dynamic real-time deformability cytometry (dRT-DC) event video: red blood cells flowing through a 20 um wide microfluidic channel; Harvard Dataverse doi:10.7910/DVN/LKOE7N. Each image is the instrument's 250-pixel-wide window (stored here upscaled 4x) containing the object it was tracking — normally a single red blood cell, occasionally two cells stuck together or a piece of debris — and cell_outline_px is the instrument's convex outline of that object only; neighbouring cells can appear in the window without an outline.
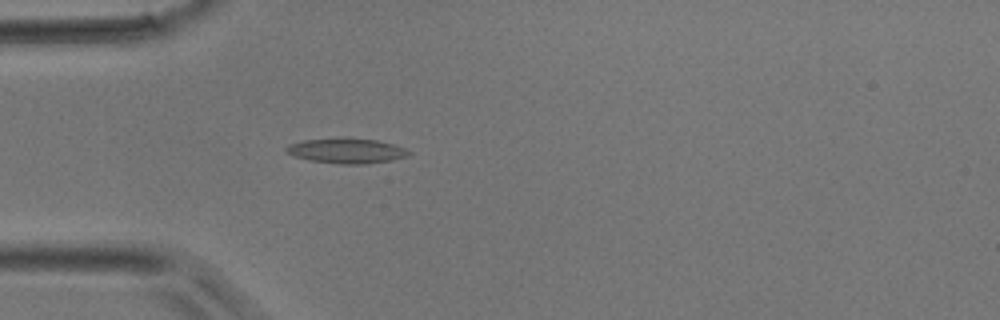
{"species": "common noctule bat (a hibernating species)", "species_latin": "Nyctalus noctula", "temperature_condition": "room temperature", "stored_images_in_passage": 2, "camera_frame_rate_fps": 3000, "um_per_image_px": 0.085, "animal": {"sex": "male", "body_mass_g": 17.9}, "frame": {"image": 1, "passage_image": 2, "time_ms": 2.0, "image_size_px": [1000, 320], "cell_outline_px": [[412, 152], [408, 156], [392, 160], [368, 164], [336, 164], [312, 160], [292, 156], [284, 152], [284, 148], [288, 144], [304, 140], [344, 136], [376, 140], [392, 144], [404, 148]], "centroid_in_image_um": [29.42, 12.8], "position_along_channel_um": 55.6, "area_um2": 18.38}}